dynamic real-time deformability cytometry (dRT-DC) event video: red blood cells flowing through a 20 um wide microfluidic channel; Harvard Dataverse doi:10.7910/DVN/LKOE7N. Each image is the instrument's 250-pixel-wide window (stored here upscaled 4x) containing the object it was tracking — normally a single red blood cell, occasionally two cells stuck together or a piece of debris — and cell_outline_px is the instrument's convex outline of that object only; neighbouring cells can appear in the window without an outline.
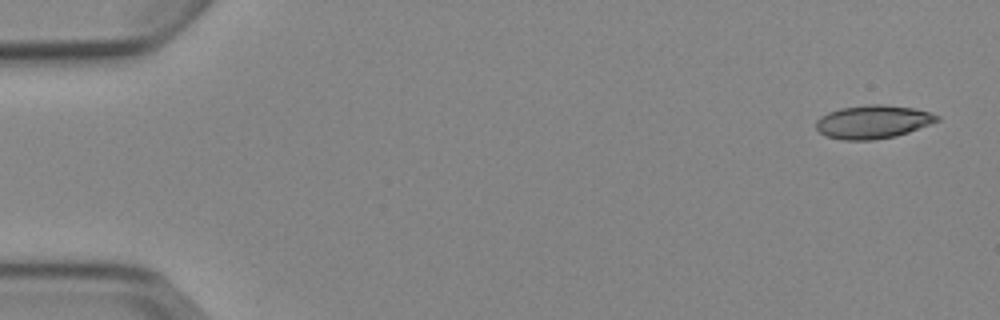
{"species": "Egyptian fruit bat (a non-hibernating species)", "species_latin": "Rousettus aegyptiacus", "temperature_condition": "cold", "stored_images_in_passage": 5, "camera_frame_rate_fps": 3000, "um_per_image_px": 0.085, "animal": {"sex": "female"}, "frame": {"image": 1, "passage_image": 1, "time_ms": 0.0, "image_size_px": [1000, 320], "cell_outline_px": [[940, 120], [908, 132], [896, 136], [872, 140], [844, 140], [824, 136], [816, 128], [816, 120], [820, 116], [828, 112], [840, 108], [868, 104], [880, 104], [912, 108], [928, 112], [940, 116]], "centroid_in_image_um": [74.16, 10.36], "position_along_channel_um": 10.8, "area_um2": 23.47}}
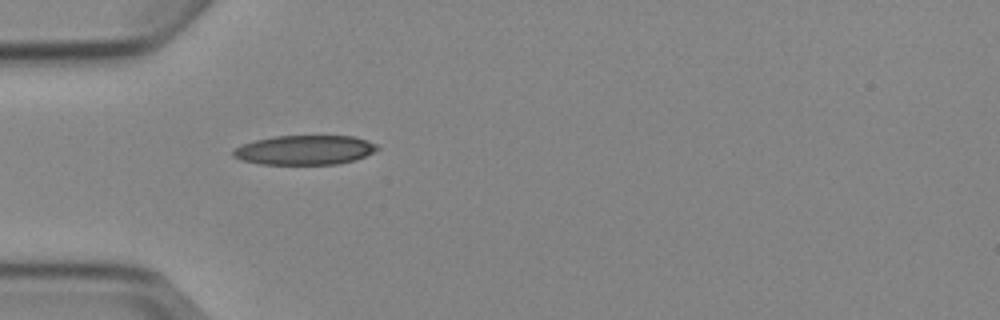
{"frame": {"image": 2, "passage_image": 5, "time_ms": 4.667, "image_size_px": [1000, 320], "cell_outline_px": [[380, 148], [356, 160], [336, 164], [260, 164], [240, 160], [232, 156], [232, 152], [236, 148], [244, 144], [256, 140], [272, 136], [356, 136], [368, 140], [376, 144]], "centroid_in_image_um": [25.91, 12.75], "position_along_channel_um": 59.1, "area_um2": 24.74}}